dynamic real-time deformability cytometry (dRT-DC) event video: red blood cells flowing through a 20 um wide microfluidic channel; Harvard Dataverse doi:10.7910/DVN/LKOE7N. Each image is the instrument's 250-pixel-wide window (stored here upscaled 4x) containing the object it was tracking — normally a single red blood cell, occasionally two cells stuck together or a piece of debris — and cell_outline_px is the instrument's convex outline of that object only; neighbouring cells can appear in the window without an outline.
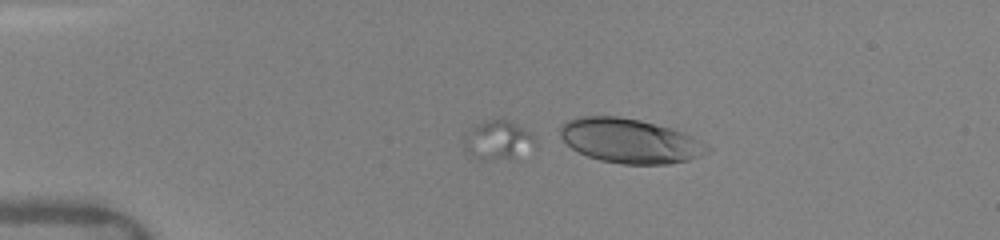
{"species": "human", "species_latin": "Homo sapiens", "temperature_condition": "warm", "stored_images_in_passage": 5, "camera_frame_rate_fps": 3000, "um_per_image_px": 0.085, "donor": {"sex": "female"}, "frame": {"image": 1, "passage_image": 5, "time_ms": 1.667, "image_size_px": [1000, 240], "cell_outline_px": [[712, 148], [708, 152], [700, 156], [688, 160], [668, 164], [624, 164], [600, 160], [588, 156], [572, 148], [560, 136], [560, 124], [568, 120], [580, 116], [616, 116], [640, 120], [672, 128], [684, 132], [708, 144]], "centroid_in_image_um": [53.57, 11.97], "position_along_channel_um": 31.4, "area_um2": 38.15}}